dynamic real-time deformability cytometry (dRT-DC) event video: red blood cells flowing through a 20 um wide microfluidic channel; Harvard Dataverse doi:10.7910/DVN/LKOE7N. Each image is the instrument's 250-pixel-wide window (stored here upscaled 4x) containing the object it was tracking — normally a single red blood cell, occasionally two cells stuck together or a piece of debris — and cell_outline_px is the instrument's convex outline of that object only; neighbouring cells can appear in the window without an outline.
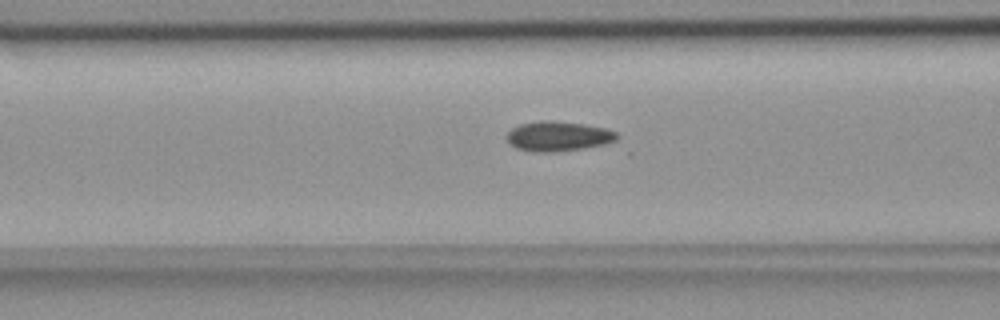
{"species": "common noctule bat (a hibernating species)", "species_latin": "Nyctalus noctula", "temperature_condition": "room temperature", "stored_images_in_passage": 42, "camera_frame_rate_fps": 3000, "um_per_image_px": 0.085, "animal": {"sex": "female", "body_mass_g": 18.4}, "frame": {"image": 1, "passage_image": 10, "time_ms": 3.0, "image_size_px": [1000, 320], "cell_outline_px": [[620, 144], [556, 152], [536, 152], [516, 148], [508, 140], [508, 132], [512, 128], [520, 124], [540, 120], [552, 120], [584, 124], [608, 128], [616, 132], [620, 136]], "centroid_in_image_um": [47.63, 11.59], "position_along_channel_um": 119.0, "area_um2": 19.88}}
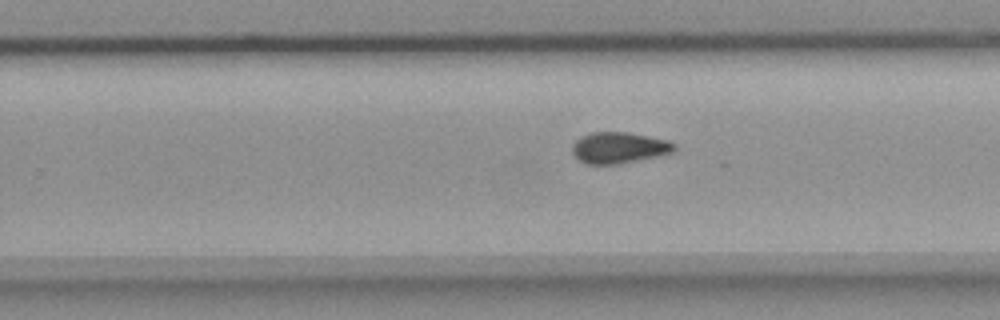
{"frame": {"image": 2, "passage_image": 23, "time_ms": 7.333, "image_size_px": [1000, 320], "cell_outline_px": [[676, 148], [672, 152], [656, 156], [616, 164], [588, 164], [580, 160], [572, 152], [572, 144], [576, 140], [592, 132], [628, 132], [668, 140], [676, 144]], "centroid_in_image_um": [52.62, 12.54], "position_along_channel_um": 277.2, "area_um2": 18.26}}
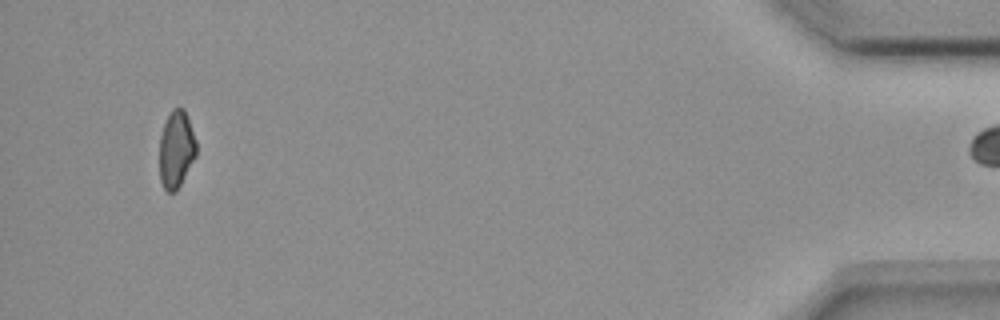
{"frame": {"image": 3, "passage_image": 41, "time_ms": 13.333, "image_size_px": [1000, 320], "cell_outline_px": [[196, 156], [176, 192], [168, 192], [164, 188], [160, 180], [160, 136], [164, 124], [172, 108], [184, 108], [196, 140]], "centroid_in_image_um": [14.98, 12.7], "position_along_channel_um": 420.2, "area_um2": 16.47}}